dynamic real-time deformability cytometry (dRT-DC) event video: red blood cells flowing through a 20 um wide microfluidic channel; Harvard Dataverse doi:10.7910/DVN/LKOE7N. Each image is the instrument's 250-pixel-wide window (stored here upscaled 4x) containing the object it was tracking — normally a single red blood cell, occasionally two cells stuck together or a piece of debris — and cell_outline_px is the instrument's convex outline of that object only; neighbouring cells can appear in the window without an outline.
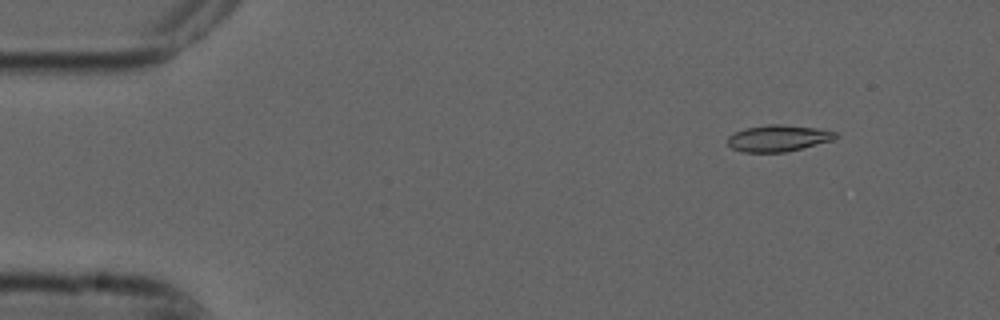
{"species": "common noctule bat (a hibernating species)", "species_latin": "Nyctalus noctula", "temperature_condition": "cold", "stored_images_in_passage": 54, "camera_frame_rate_fps": 3000, "um_per_image_px": 0.085, "animal": {"sex": "male", "forearm_length_mm": 52.5}, "frame": {"image": 1, "passage_image": 6, "time_ms": 1.667, "image_size_px": [1000, 320], "cell_outline_px": [[836, 136], [832, 140], [784, 152], [744, 152], [732, 148], [728, 144], [728, 136], [744, 128], [768, 124], [780, 124], [816, 128], [836, 132]], "centroid_in_image_um": [66.1, 11.74], "position_along_channel_um": 18.9, "area_um2": 16.36}}
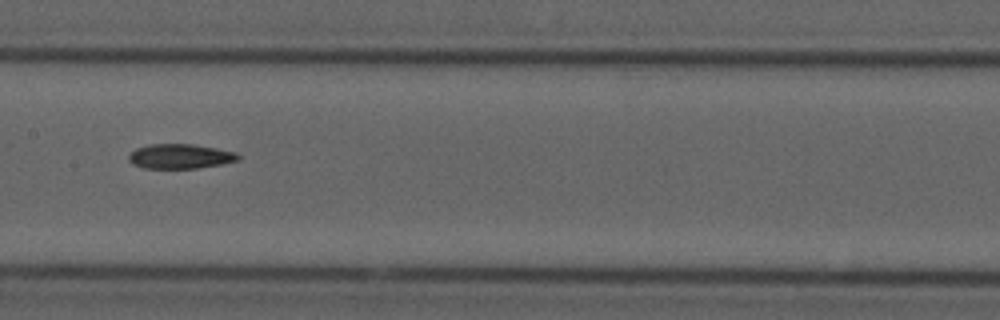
{"frame": {"image": 2, "passage_image": 27, "time_ms": 8.667, "image_size_px": [1000, 320], "cell_outline_px": [[240, 160], [220, 164], [196, 168], [144, 168], [132, 164], [128, 160], [128, 156], [136, 148], [148, 144], [192, 144], [216, 148], [236, 152], [240, 156]], "centroid_in_image_um": [15.3, 13.28], "position_along_channel_um": 192.1, "area_um2": 15.72}}
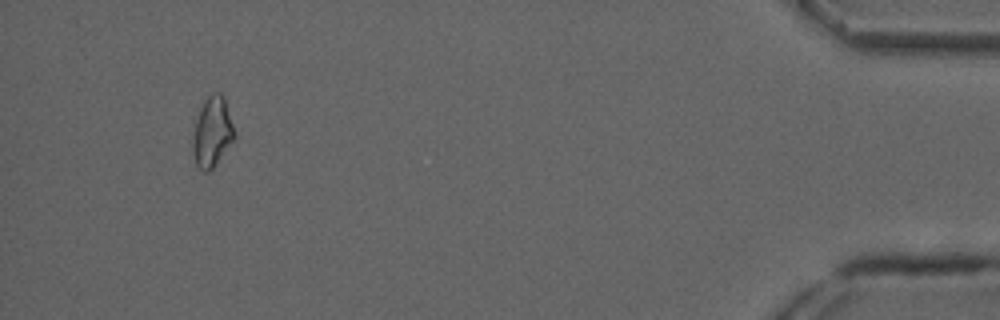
{"frame": {"image": 3, "passage_image": 51, "time_ms": 16.667, "image_size_px": [1000, 320], "cell_outline_px": [[236, 136], [216, 164], [208, 172], [204, 172], [196, 164], [192, 152], [192, 140], [196, 120], [200, 108], [204, 100], [212, 92], [220, 92], [224, 96], [236, 132]], "centroid_in_image_um": [18.05, 11.2], "position_along_channel_um": 417.2, "area_um2": 17.11}}